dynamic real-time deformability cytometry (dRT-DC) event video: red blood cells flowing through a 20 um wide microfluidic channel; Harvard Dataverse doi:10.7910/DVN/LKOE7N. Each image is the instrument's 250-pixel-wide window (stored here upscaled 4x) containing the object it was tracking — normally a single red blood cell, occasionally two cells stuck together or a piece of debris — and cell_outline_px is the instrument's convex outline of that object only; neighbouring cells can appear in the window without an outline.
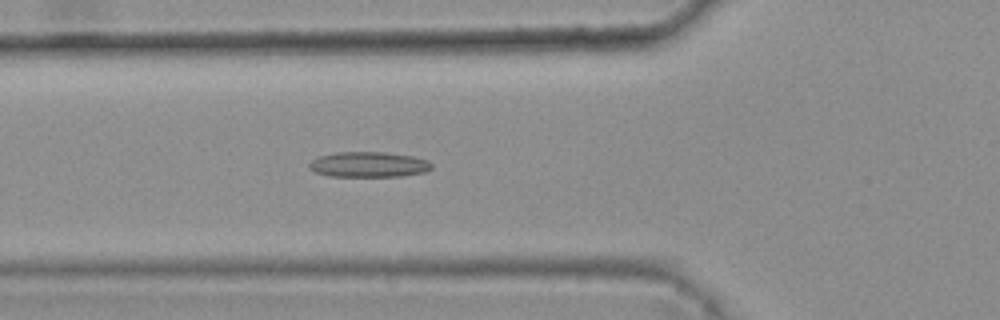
{"species": "common noctule bat (a hibernating species)", "species_latin": "Nyctalus noctula", "temperature_condition": "warm", "stored_images_in_passage": 45, "camera_frame_rate_fps": 3000, "um_per_image_px": 0.085, "animal": {"sex": "female", "body_mass_g": 25.1}, "frame": {"image": 1, "passage_image": 18, "time_ms": 5.667, "image_size_px": [1000, 320], "cell_outline_px": [[432, 168], [424, 172], [400, 176], [328, 176], [316, 172], [308, 168], [308, 164], [312, 160], [320, 156], [336, 152], [384, 152], [412, 156], [428, 160], [432, 164]], "centroid_in_image_um": [31.32, 13.98], "position_along_channel_um": 94.5, "area_um2": 18.03}}
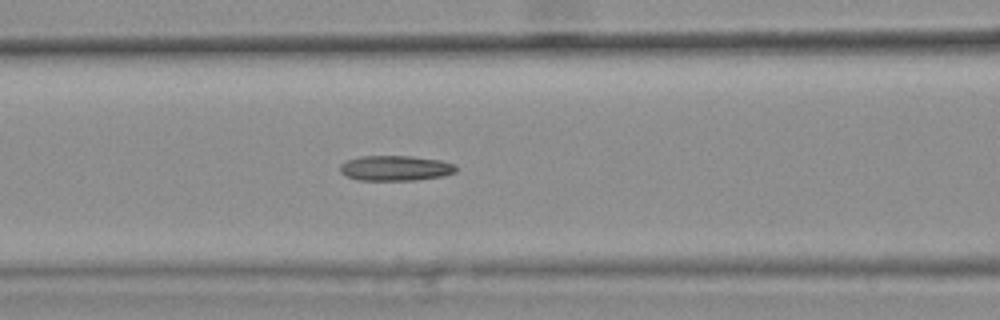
{"frame": {"image": 2, "passage_image": 21, "time_ms": 6.667, "image_size_px": [1000, 320], "cell_outline_px": [[456, 172], [444, 176], [412, 180], [360, 180], [348, 176], [340, 172], [340, 164], [348, 160], [360, 156], [412, 156], [440, 160], [456, 164]], "centroid_in_image_um": [33.64, 14.28], "position_along_channel_um": 133.0, "area_um2": 16.99}}
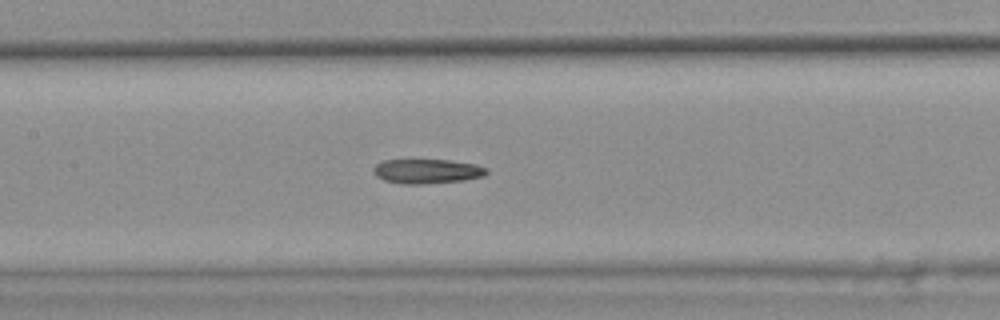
{"frame": {"image": 3, "passage_image": 24, "time_ms": 7.667, "image_size_px": [1000, 320], "cell_outline_px": [[488, 172], [484, 176], [464, 180], [424, 184], [400, 184], [384, 180], [376, 176], [372, 168], [376, 164], [384, 160], [448, 160], [476, 164], [488, 168]], "centroid_in_image_um": [36.3, 14.56], "position_along_channel_um": 171.1, "area_um2": 16.24}, "authors_computed_cell_mechanics": {"area_um2": 16.8776, "velocity_mm_per_s": 3.8116, "shape_relaxation_time_tau1_ms": null, "shape_relaxation_time_tau2_ms": 9.813, "deformation_change_tau1": null, "deformation_change_tau2": 0.2012}}